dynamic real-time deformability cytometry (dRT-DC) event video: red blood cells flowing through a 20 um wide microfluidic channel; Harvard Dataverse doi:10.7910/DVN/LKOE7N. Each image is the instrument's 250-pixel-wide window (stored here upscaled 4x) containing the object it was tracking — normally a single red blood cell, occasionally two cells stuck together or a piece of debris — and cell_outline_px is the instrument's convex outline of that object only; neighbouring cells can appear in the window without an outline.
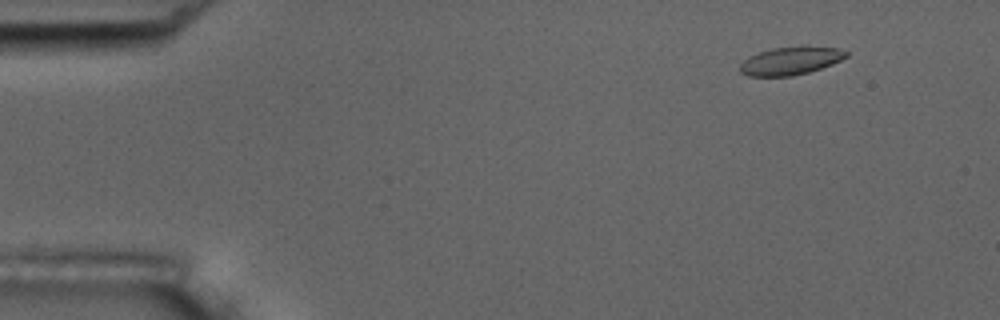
{"species": "common noctule bat (a hibernating species)", "species_latin": "Nyctalus noctula", "temperature_condition": "room temperature", "stored_images_in_passage": 5, "camera_frame_rate_fps": 3000, "um_per_image_px": 0.085, "animal": {"sex": "male", "body_mass_g": 17.5, "forearm_length_mm": 52.3}, "frame": {"image": 1, "passage_image": 2, "time_ms": 1.0, "image_size_px": [1000, 320], "cell_outline_px": [[848, 56], [832, 64], [808, 72], [792, 76], [748, 76], [740, 72], [740, 64], [748, 56], [772, 48], [804, 44], [840, 48], [848, 52]], "centroid_in_image_um": [67.23, 5.13], "position_along_channel_um": 17.8, "area_um2": 17.74}}
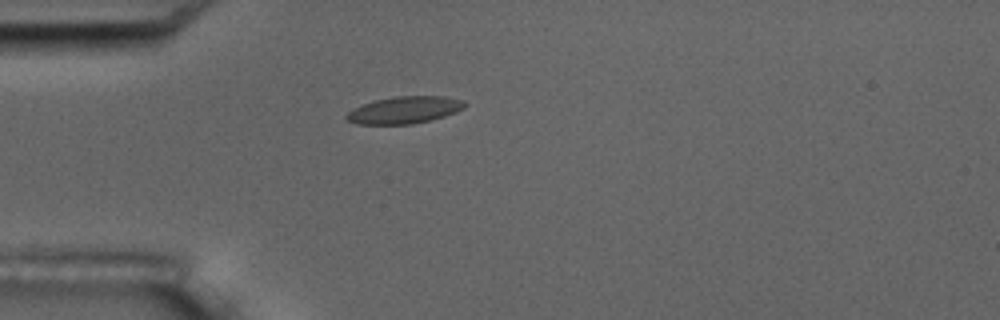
{"frame": {"image": 2, "passage_image": 5, "time_ms": 4.333, "image_size_px": [1000, 320], "cell_outline_px": [[468, 104], [464, 108], [456, 112], [444, 116], [412, 124], [360, 124], [348, 120], [344, 116], [352, 108], [376, 100], [396, 96], [444, 96], [464, 100]], "centroid_in_image_um": [34.41, 9.34], "position_along_channel_um": 50.6, "area_um2": 18.55}}